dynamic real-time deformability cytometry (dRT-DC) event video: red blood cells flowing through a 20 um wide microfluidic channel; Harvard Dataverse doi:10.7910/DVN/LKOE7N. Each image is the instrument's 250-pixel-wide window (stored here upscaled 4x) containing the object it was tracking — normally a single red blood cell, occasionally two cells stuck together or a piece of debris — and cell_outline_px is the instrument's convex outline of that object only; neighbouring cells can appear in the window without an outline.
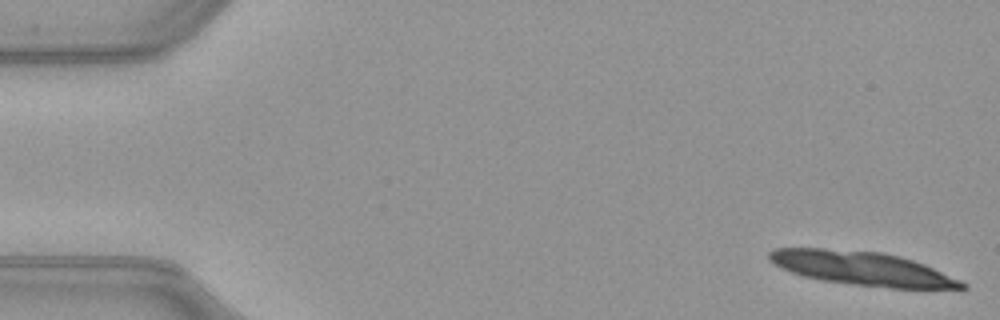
{"species": "common noctule bat (a hibernating species)", "species_latin": "Nyctalus noctula", "temperature_condition": "warm", "stored_images_in_passage": 14, "camera_frame_rate_fps": 3000, "um_per_image_px": 0.085, "animal": {"sex": "female", "body_mass_g": 21.9}, "frame": {"image": 1, "passage_image": 1, "time_ms": 0.0, "image_size_px": [1000, 320], "cell_outline_px": [[968, 288], [892, 288], [820, 280], [804, 276], [792, 272], [768, 260], [768, 252], [776, 248], [824, 248], [880, 252], [900, 256], [924, 264], [960, 280], [968, 284]], "centroid_in_image_um": [73.28, 22.81], "position_along_channel_um": 11.7, "area_um2": 37.45}}